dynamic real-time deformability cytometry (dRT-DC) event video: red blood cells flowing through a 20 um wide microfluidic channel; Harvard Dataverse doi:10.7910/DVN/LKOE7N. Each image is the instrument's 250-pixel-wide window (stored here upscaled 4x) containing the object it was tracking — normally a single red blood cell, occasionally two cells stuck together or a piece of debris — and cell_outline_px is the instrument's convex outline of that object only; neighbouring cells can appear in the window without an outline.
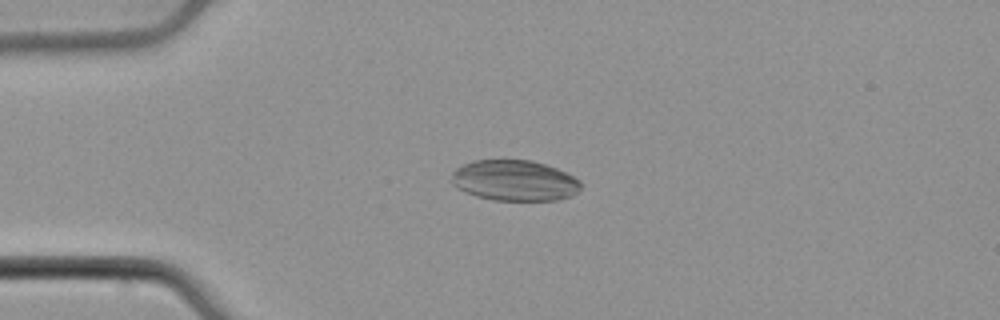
{"species": "common noctule bat (a hibernating species)", "species_latin": "Nyctalus noctula", "temperature_condition": "cold", "stored_images_in_passage": 54, "camera_frame_rate_fps": 3000, "um_per_image_px": 0.085, "animal": {"sex": "male", "body_mass_g": 21.5, "forearm_length_mm": 52.0}, "frame": {"image": 1, "passage_image": 14, "time_ms": 4.333, "image_size_px": [1000, 320], "cell_outline_px": [[580, 188], [572, 196], [556, 200], [492, 200], [476, 196], [456, 188], [452, 184], [452, 172], [456, 168], [472, 160], [532, 160], [556, 168], [580, 180]], "centroid_in_image_um": [43.7, 15.34], "position_along_channel_um": 41.3, "area_um2": 30.63}}
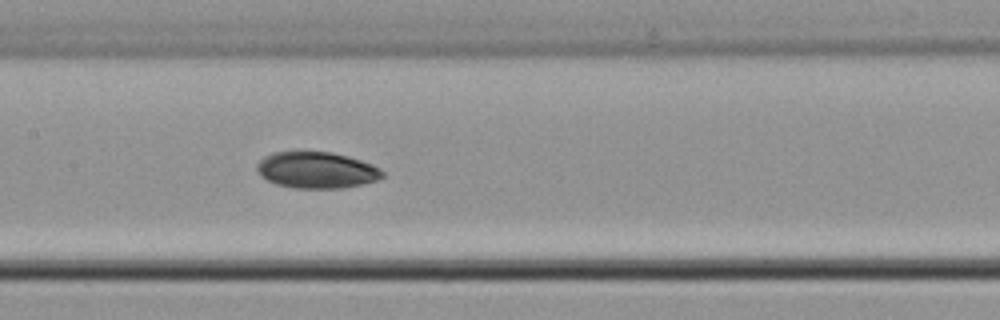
{"frame": {"image": 2, "passage_image": 27, "time_ms": 8.667, "image_size_px": [1000, 320], "cell_outline_px": [[384, 176], [376, 180], [360, 184], [340, 188], [292, 188], [276, 184], [268, 180], [256, 168], [256, 164], [264, 156], [272, 152], [332, 152], [348, 156], [372, 164], [380, 168], [384, 172]], "centroid_in_image_um": [26.92, 14.45], "position_along_channel_um": 180.5, "area_um2": 26.41}}
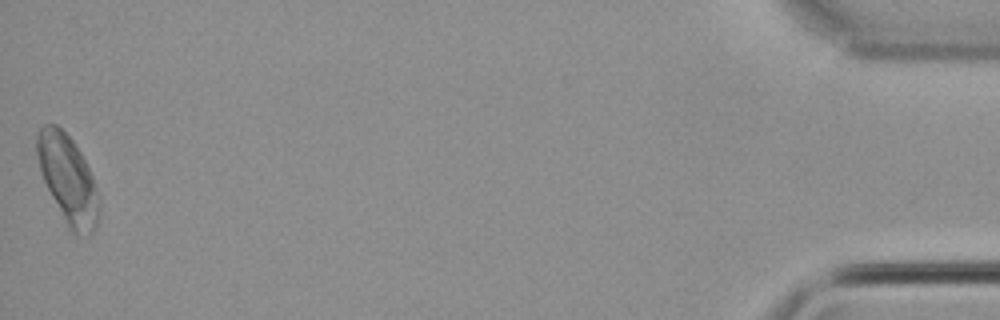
{"frame": {"image": 3, "passage_image": 54, "time_ms": 17.667, "image_size_px": [1000, 320], "cell_outline_px": [[100, 200], [96, 224], [92, 232], [88, 236], [76, 236], [68, 228], [44, 180], [40, 168], [36, 152], [36, 136], [40, 128], [44, 124], [56, 124], [72, 140], [80, 152], [92, 176]], "centroid_in_image_um": [5.77, 15.25], "position_along_channel_um": 429.4, "area_um2": 31.39}, "authors_computed_cell_mechanics": {"area_um2": 28.2353, "velocity_mm_per_s": 3.8683, "shape_relaxation_time_tau1_ms": 1.3394, "shape_relaxation_time_tau2_ms": null, "deformation_change_tau1": 0.0318, "deformation_change_tau2": null}}